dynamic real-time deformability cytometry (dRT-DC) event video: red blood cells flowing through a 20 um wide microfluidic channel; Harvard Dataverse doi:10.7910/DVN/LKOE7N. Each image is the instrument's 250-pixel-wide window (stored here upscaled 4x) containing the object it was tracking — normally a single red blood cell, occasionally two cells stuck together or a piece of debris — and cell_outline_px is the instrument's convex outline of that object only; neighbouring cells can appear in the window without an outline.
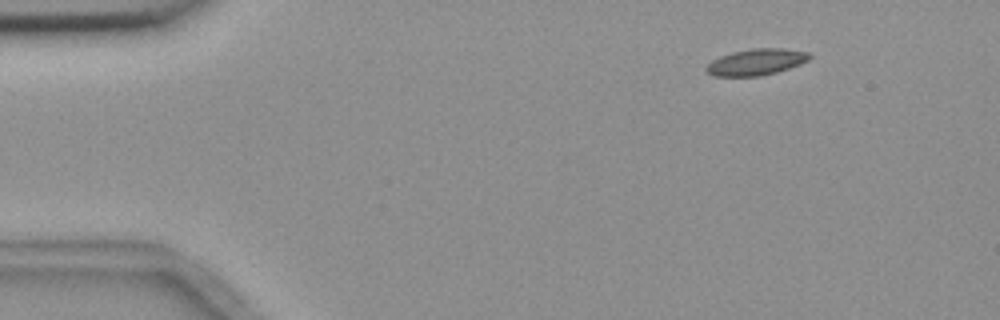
{"species": "common noctule bat (a hibernating species)", "species_latin": "Nyctalus noctula", "temperature_condition": "room temperature", "stored_images_in_passage": 5, "camera_frame_rate_fps": 3000, "um_per_image_px": 0.085, "animal": {"sex": "female", "body_mass_g": 18.4}, "frame": {"image": 1, "passage_image": 2, "time_ms": 1.0, "image_size_px": [1000, 320], "cell_outline_px": [[812, 56], [808, 60], [800, 64], [776, 72], [760, 76], [716, 76], [708, 72], [704, 68], [712, 60], [720, 56], [732, 52], [752, 48], [784, 48], [808, 52]], "centroid_in_image_um": [64.28, 5.26], "position_along_channel_um": 20.7, "area_um2": 15.78}}
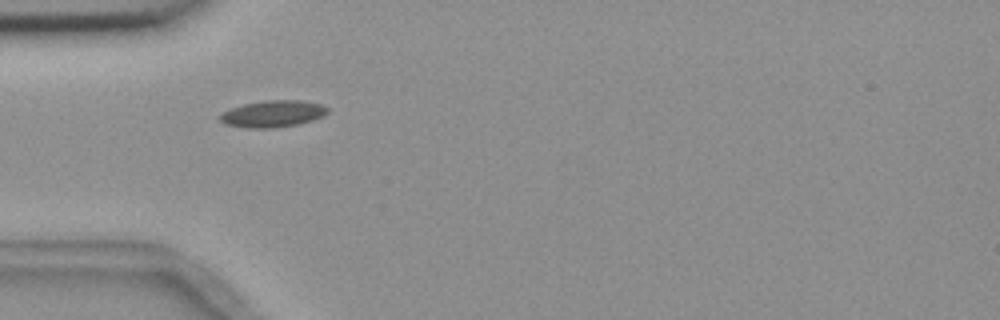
{"frame": {"image": 2, "passage_image": 4, "time_ms": 4.333, "image_size_px": [1000, 320], "cell_outline_px": [[328, 112], [324, 116], [312, 120], [296, 124], [272, 128], [248, 128], [224, 124], [220, 120], [220, 112], [244, 104], [264, 100], [300, 100], [320, 104], [328, 108]], "centroid_in_image_um": [23.17, 9.67], "position_along_channel_um": 61.8, "area_um2": 16.7}}